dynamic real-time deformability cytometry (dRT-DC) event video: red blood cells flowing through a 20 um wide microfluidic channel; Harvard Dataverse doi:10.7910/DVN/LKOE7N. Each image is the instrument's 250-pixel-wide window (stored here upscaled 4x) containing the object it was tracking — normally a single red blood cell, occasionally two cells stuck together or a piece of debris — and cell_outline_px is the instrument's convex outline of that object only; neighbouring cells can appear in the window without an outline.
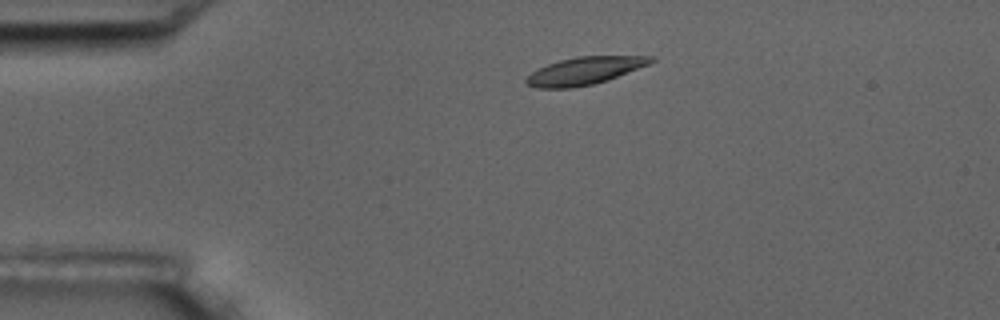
{"species": "common noctule bat (a hibernating species)", "species_latin": "Nyctalus noctula", "temperature_condition": "room temperature", "stored_images_in_passage": 2, "camera_frame_rate_fps": 3000, "um_per_image_px": 0.085, "animal": {"sex": "male", "body_mass_g": 17.5, "forearm_length_mm": 52.3}, "frame": {"image": 1, "passage_image": 1, "time_ms": 0.0, "image_size_px": [1000, 320], "cell_outline_px": [[656, 60], [648, 64], [608, 80], [592, 84], [572, 88], [536, 88], [528, 84], [524, 80], [532, 72], [548, 64], [560, 60], [576, 56], [652, 56]], "centroid_in_image_um": [49.68, 6.02], "position_along_channel_um": 35.3, "area_um2": 19.77}}